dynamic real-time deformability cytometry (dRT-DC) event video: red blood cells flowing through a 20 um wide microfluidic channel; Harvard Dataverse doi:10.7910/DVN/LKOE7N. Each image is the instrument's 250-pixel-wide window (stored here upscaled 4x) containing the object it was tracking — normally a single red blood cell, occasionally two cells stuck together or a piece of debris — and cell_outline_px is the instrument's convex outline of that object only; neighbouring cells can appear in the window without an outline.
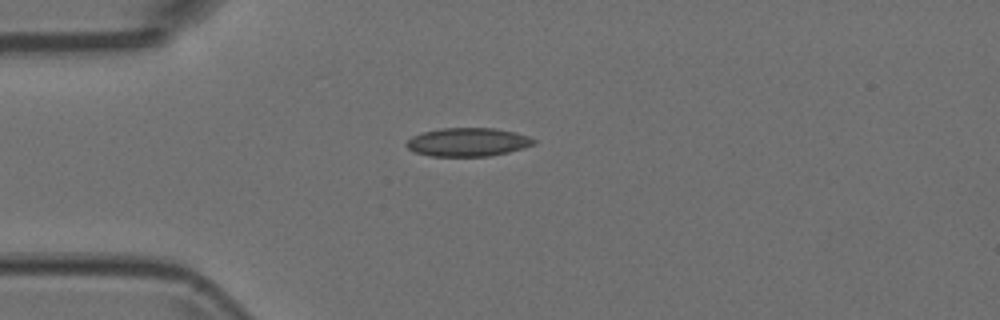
{"species": "Egyptian fruit bat (a non-hibernating species)", "species_latin": "Rousettus aegyptiacus", "temperature_condition": "room temperature", "stored_images_in_passage": 40, "camera_frame_rate_fps": 3000, "um_per_image_px": 0.085, "animal": {"sex": "female"}, "frame": {"image": 1, "passage_image": 1, "time_ms": 0.0, "image_size_px": [1000, 320], "cell_outline_px": [[536, 144], [508, 152], [492, 156], [428, 156], [412, 152], [404, 144], [412, 136], [424, 132], [440, 128], [492, 128], [516, 132], [528, 136], [536, 140]], "centroid_in_image_um": [39.75, 12.08], "position_along_channel_um": 45.3, "area_um2": 21.27}}
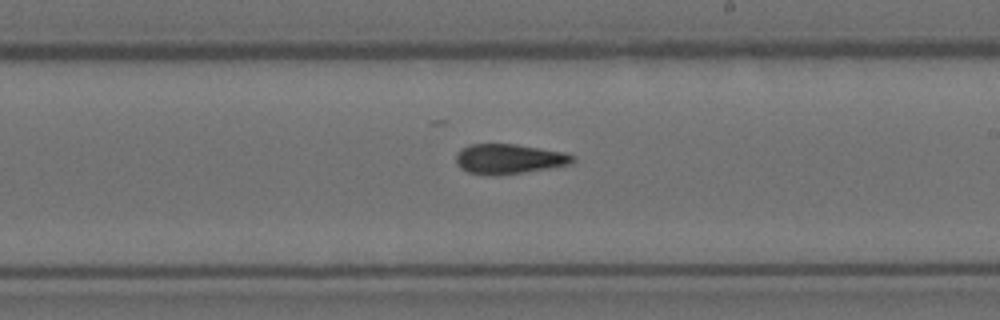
{"frame": {"image": 2, "passage_image": 18, "time_ms": 5.667, "image_size_px": [1000, 320], "cell_outline_px": [[576, 160], [572, 164], [496, 176], [488, 176], [468, 172], [460, 168], [456, 164], [456, 152], [460, 148], [472, 144], [516, 144], [564, 152], [576, 156]], "centroid_in_image_um": [43.24, 13.51], "position_along_channel_um": 245.8, "area_um2": 20.52}}
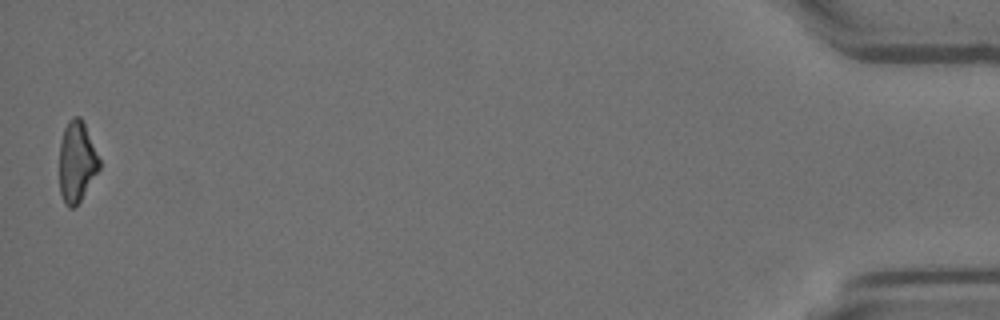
{"frame": {"image": 3, "passage_image": 40, "time_ms": 13.0, "image_size_px": [1000, 320], "cell_outline_px": [[100, 168], [80, 200], [72, 208], [68, 208], [64, 204], [60, 192], [60, 144], [64, 128], [68, 120], [72, 116], [80, 116], [84, 124], [100, 160]], "centroid_in_image_um": [6.51, 13.75], "position_along_channel_um": 428.7, "area_um2": 18.55}}